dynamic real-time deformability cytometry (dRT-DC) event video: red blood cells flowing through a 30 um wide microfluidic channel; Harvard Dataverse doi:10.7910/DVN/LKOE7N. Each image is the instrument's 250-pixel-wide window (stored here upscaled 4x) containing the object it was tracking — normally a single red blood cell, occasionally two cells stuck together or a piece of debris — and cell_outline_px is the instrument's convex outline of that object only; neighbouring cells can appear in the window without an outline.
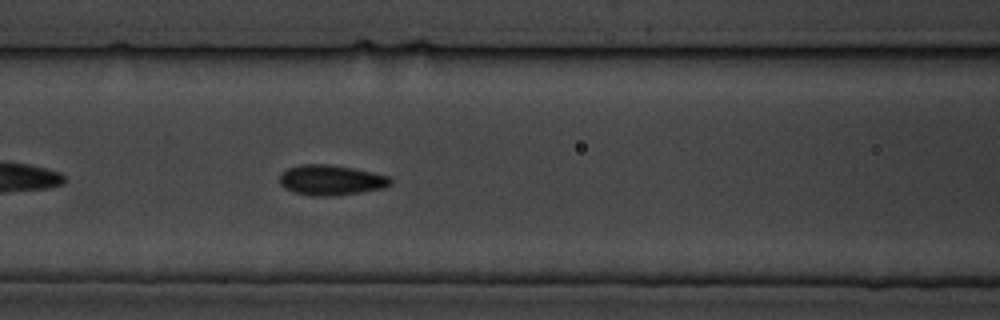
{"species": "common noctule bat (a hibernating species)", "species_latin": "Nyctalus noctula", "temperature_condition": "cold", "stored_images_in_passage": 6, "camera_frame_rate_fps": 3000, "um_per_image_px": 0.085, "animal": {"sex": "male", "body_mass_g": 19.5, "forearm_length_mm": 54.6}, "frame": {"image": 1, "passage_image": 6, "time_ms": 6.667, "image_size_px": [1000, 320], "cell_outline_px": [[392, 184], [384, 188], [360, 192], [332, 196], [312, 196], [296, 192], [284, 188], [280, 184], [280, 176], [288, 168], [300, 164], [328, 164], [352, 168], [372, 172], [388, 176], [392, 180]], "centroid_in_image_um": [28.15, 15.31], "position_along_channel_um": 138.5, "area_um2": 19.42}}